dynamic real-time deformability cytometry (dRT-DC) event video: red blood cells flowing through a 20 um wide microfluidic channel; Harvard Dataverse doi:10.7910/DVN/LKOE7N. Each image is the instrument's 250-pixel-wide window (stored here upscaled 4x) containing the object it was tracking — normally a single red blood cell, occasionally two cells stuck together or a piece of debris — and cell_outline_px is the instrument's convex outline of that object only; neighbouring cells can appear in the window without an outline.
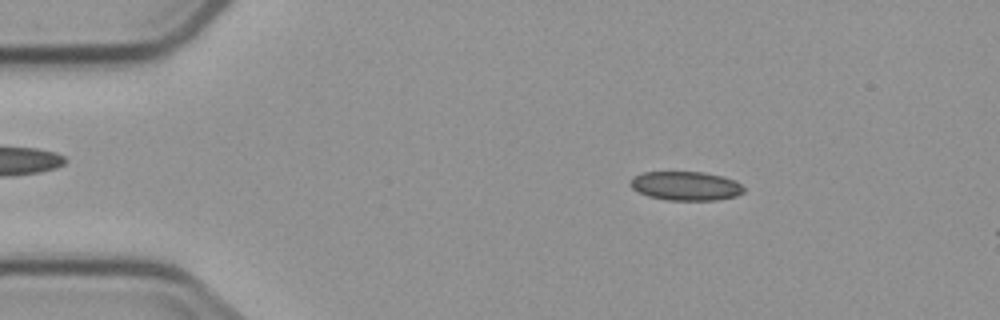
{"species": "common noctule bat (a hibernating species)", "species_latin": "Nyctalus noctula", "temperature_condition": "cold", "stored_images_in_passage": 3, "camera_frame_rate_fps": 3000, "um_per_image_px": 0.085, "animal": {"sex": "male", "body_mass_g": 23.1, "forearm_length_mm": 52.7}, "frame": {"image": 1, "passage_image": 1, "time_ms": 0.0, "image_size_px": [1000, 320], "cell_outline_px": [[744, 192], [736, 196], [716, 200], [668, 200], [648, 196], [632, 188], [628, 184], [632, 176], [644, 172], [704, 172], [724, 176], [736, 180], [744, 188]], "centroid_in_image_um": [58.29, 15.79], "position_along_channel_um": 26.7, "area_um2": 19.31}}